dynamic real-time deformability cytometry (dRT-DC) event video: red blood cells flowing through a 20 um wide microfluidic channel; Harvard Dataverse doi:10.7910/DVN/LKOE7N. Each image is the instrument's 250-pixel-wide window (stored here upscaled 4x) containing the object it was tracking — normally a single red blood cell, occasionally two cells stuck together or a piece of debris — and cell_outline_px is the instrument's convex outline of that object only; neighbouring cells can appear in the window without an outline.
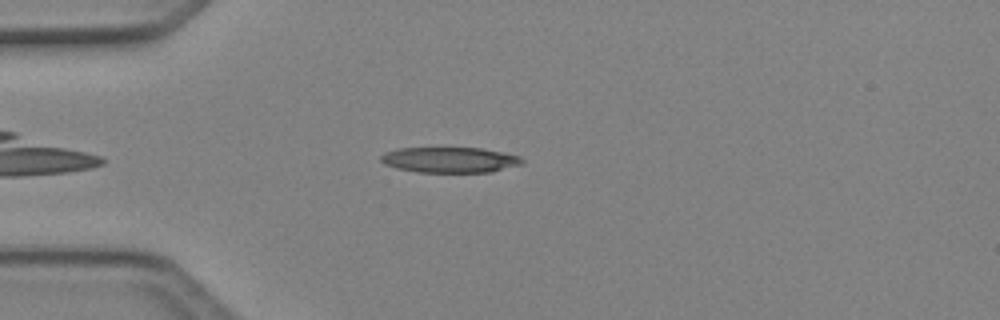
{"species": "Egyptian fruit bat (a non-hibernating species)", "species_latin": "Rousettus aegyptiacus", "temperature_condition": "cold", "stored_images_in_passage": 39, "camera_frame_rate_fps": 3000, "um_per_image_px": 0.085, "animal": {"sex": "female"}, "frame": {"image": 1, "passage_image": 3, "time_ms": 0.667, "image_size_px": [1000, 320], "cell_outline_px": [[524, 164], [492, 172], [416, 172], [396, 168], [384, 164], [380, 160], [380, 156], [384, 152], [400, 148], [480, 148], [520, 156], [524, 160]], "centroid_in_image_um": [38.23, 13.59], "position_along_channel_um": 46.8, "area_um2": 21.1}}
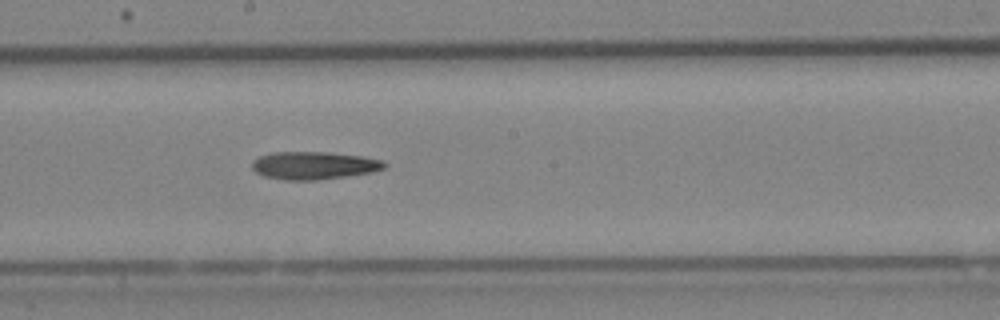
{"frame": {"image": 2, "passage_image": 17, "time_ms": 5.333, "image_size_px": [1000, 320], "cell_outline_px": [[388, 164], [384, 168], [372, 172], [348, 176], [316, 180], [284, 180], [264, 176], [256, 172], [252, 168], [252, 160], [260, 156], [272, 152], [328, 152], [364, 156], [384, 160]], "centroid_in_image_um": [26.71, 14.06], "position_along_channel_um": 221.5, "area_um2": 21.62}}
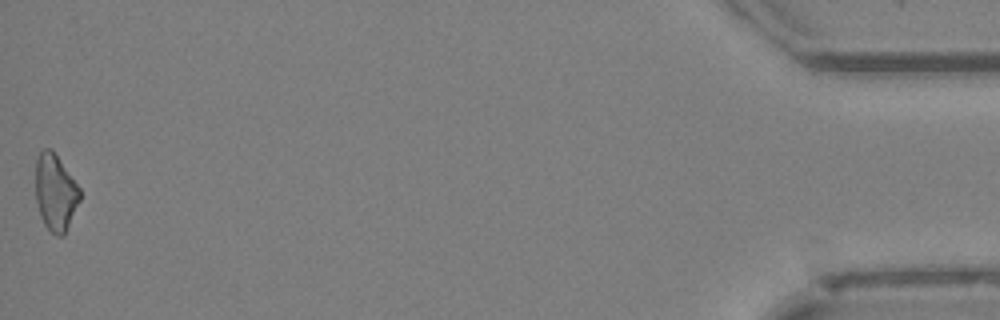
{"frame": {"image": 3, "passage_image": 39, "time_ms": 12.667, "image_size_px": [1000, 320], "cell_outline_px": [[80, 200], [64, 236], [56, 236], [44, 224], [40, 216], [36, 200], [36, 156], [44, 148], [52, 148], [80, 188]], "centroid_in_image_um": [4.71, 16.34], "position_along_channel_um": 430.5, "area_um2": 19.83}}